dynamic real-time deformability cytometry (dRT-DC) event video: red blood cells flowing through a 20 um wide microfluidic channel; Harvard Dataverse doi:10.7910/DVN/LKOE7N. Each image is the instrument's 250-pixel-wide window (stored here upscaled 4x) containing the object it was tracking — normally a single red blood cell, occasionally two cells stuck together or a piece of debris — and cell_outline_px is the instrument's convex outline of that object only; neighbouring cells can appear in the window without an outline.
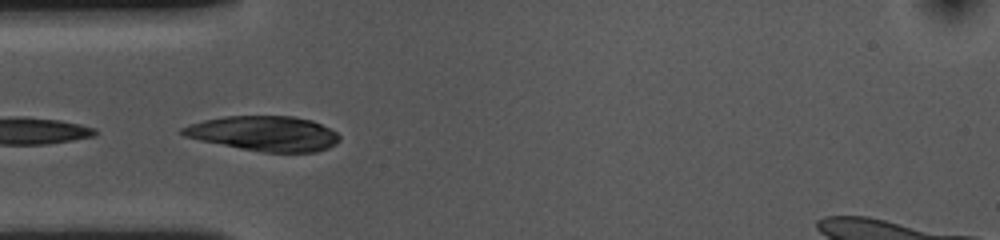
{"species": "common noctule bat (a hibernating species)", "species_latin": "Nyctalus noctula", "temperature_condition": "cold", "stored_images_in_passage": 11, "camera_frame_rate_fps": 3000, "um_per_image_px": 0.085, "animal": {"sex": "female", "body_mass_g": 10.0, "forearm_length_mm": 53.1}, "frame": {"image": 1, "passage_image": 1, "time_ms": 0.0, "image_size_px": [1000, 240], "cell_outline_px": [[340, 140], [336, 144], [328, 148], [316, 152], [264, 152], [240, 148], [200, 140], [184, 136], [180, 132], [180, 128], [204, 120], [224, 116], [292, 116], [312, 120], [336, 132], [340, 136]], "centroid_in_image_um": [22.47, 11.35], "position_along_channel_um": 62.5, "area_um2": 31.79}}